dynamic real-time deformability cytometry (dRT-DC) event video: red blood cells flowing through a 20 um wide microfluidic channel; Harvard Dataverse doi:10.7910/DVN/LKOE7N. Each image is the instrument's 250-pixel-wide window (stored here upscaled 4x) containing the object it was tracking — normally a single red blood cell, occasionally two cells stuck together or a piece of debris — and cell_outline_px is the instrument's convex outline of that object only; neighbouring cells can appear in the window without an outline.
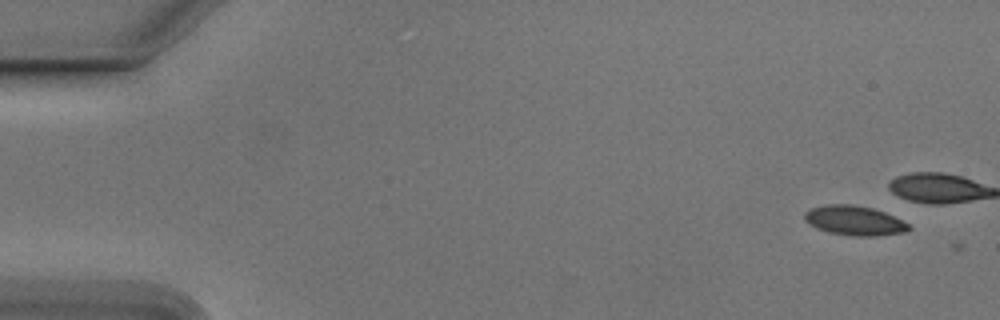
{"species": "Egyptian fruit bat (a non-hibernating species)", "species_latin": "Rousettus aegyptiacus", "temperature_condition": "cold", "stored_images_in_passage": 2, "camera_frame_rate_fps": 3000, "um_per_image_px": 0.085, "animal": {"sex": "male"}, "frame": {"image": 1, "passage_image": 1, "time_ms": 0.0, "image_size_px": [1000, 320], "cell_outline_px": [[912, 228], [904, 232], [876, 236], [852, 236], [828, 232], [816, 228], [808, 224], [804, 220], [804, 212], [808, 208], [824, 204], [852, 204], [872, 208], [884, 212], [908, 224]], "centroid_in_image_um": [72.55, 18.74], "position_along_channel_um": 12.4, "area_um2": 18.09}}